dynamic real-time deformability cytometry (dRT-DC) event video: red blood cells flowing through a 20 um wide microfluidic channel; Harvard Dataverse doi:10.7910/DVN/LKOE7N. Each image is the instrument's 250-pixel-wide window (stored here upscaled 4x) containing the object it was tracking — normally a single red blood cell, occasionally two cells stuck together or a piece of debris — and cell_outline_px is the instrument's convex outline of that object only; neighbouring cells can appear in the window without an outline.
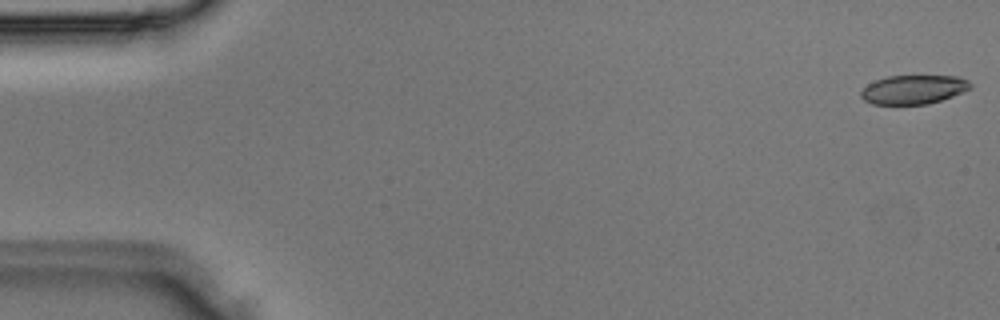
{"species": "Egyptian fruit bat (a non-hibernating species)", "species_latin": "Rousettus aegyptiacus", "temperature_condition": "room temperature", "stored_images_in_passage": 3, "camera_frame_rate_fps": 3000, "um_per_image_px": 0.085, "animal": {"sex": "male"}, "frame": {"image": 1, "passage_image": 1, "time_ms": 0.0, "image_size_px": [1000, 320], "cell_outline_px": [[972, 88], [952, 96], [928, 104], [872, 104], [864, 100], [860, 96], [860, 92], [868, 84], [876, 80], [888, 76], [960, 76], [968, 80], [972, 84]], "centroid_in_image_um": [77.66, 7.6], "position_along_channel_um": 7.3, "area_um2": 18.44}}